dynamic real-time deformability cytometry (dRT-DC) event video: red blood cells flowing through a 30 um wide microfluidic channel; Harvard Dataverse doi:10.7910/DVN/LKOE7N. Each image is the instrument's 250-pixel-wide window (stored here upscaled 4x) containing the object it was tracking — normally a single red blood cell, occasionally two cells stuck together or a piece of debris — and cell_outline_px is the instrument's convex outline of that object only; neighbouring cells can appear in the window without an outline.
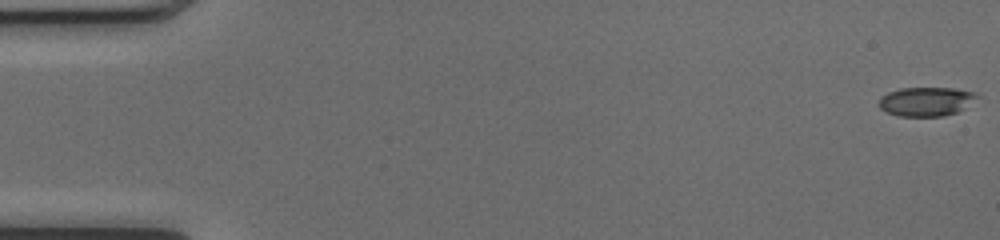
{"species": "common noctule bat (a hibernating species)", "species_latin": "Nyctalus noctula", "temperature_condition": "cold", "stored_images_in_passage": 15, "camera_frame_rate_fps": 3000, "um_per_image_px": 0.085, "animal": {"sex": "female", "body_mass_g": 17.0, "forearm_length_mm": 48.0}, "frame": {"image": 1, "passage_image": 1, "time_ms": 0.0, "image_size_px": [1000, 240], "cell_outline_px": [[984, 96], [964, 108], [956, 112], [944, 116], [896, 116], [884, 112], [880, 108], [880, 96], [888, 92], [900, 88], [952, 88], [976, 92]], "centroid_in_image_um": [78.77, 8.62], "position_along_channel_um": 6.2, "area_um2": 16.94}}
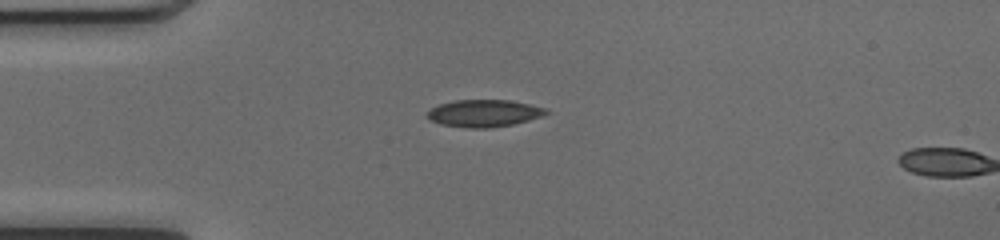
{"frame": {"image": 2, "passage_image": 14, "time_ms": 4.333, "image_size_px": [1000, 240], "cell_outline_px": [[552, 112], [544, 116], [512, 124], [488, 128], [464, 128], [440, 124], [428, 120], [428, 112], [432, 108], [440, 104], [456, 100], [508, 100], [548, 108]], "centroid_in_image_um": [41.18, 9.63], "position_along_channel_um": 43.8, "area_um2": 18.9}}